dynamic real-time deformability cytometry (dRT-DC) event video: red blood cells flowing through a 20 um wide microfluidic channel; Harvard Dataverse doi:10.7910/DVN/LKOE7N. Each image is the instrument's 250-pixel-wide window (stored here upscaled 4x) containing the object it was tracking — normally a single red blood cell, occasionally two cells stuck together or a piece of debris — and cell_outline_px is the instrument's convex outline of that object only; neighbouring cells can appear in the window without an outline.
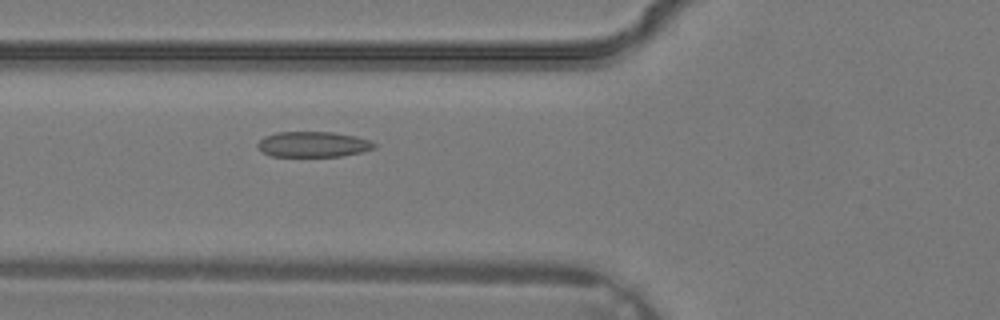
{"species": "common noctule bat (a hibernating species)", "species_latin": "Nyctalus noctula", "temperature_condition": "warm", "stored_images_in_passage": 29, "camera_frame_rate_fps": 3000, "um_per_image_px": 0.085, "animal": {"sex": "male", "body_mass_g": 19.2, "forearm_length_mm": 51.8}, "frame": {"image": 1, "passage_image": 7, "time_ms": 2.0, "image_size_px": [1000, 320], "cell_outline_px": [[376, 148], [360, 152], [340, 156], [272, 156], [260, 152], [256, 144], [264, 136], [276, 132], [332, 132], [356, 136], [368, 140], [376, 144]], "centroid_in_image_um": [26.57, 12.26], "position_along_channel_um": 99.2, "area_um2": 17.34}}
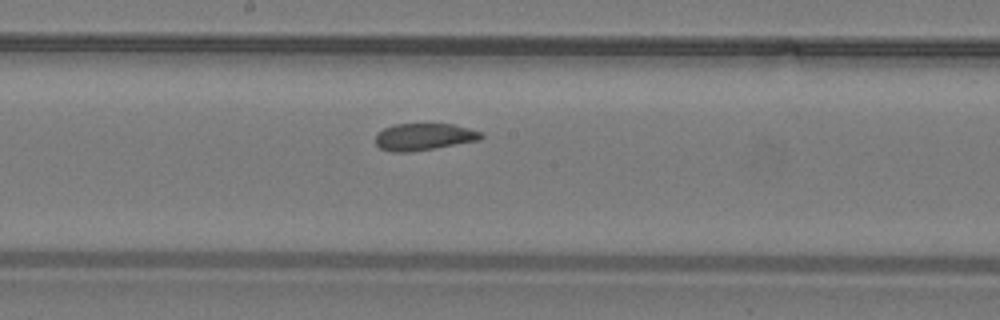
{"frame": {"image": 2, "passage_image": 13, "time_ms": 4.0, "image_size_px": [1000, 320], "cell_outline_px": [[484, 136], [480, 140], [412, 152], [392, 152], [380, 148], [376, 144], [376, 132], [384, 128], [396, 124], [452, 124], [468, 128], [480, 132]], "centroid_in_image_um": [36.01, 11.63], "position_along_channel_um": 212.2, "area_um2": 16.59}}
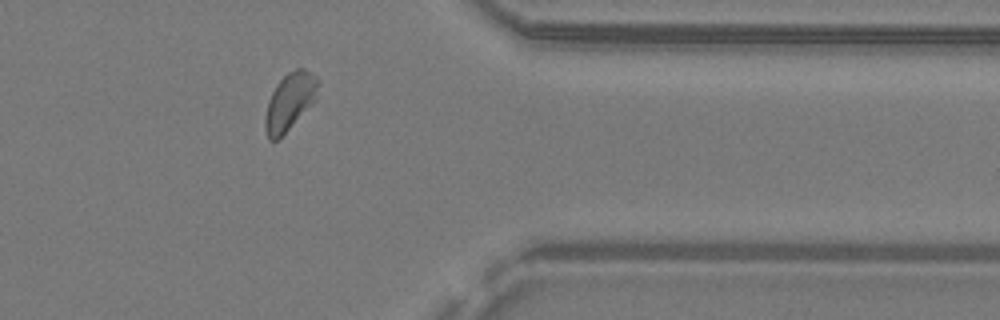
{"frame": {"image": 3, "passage_image": 23, "time_ms": 7.333, "image_size_px": [1000, 320], "cell_outline_px": [[320, 84], [316, 100], [276, 140], [268, 140], [264, 128], [264, 120], [268, 100], [276, 84], [288, 72], [296, 68], [304, 68], [316, 76], [320, 80]], "centroid_in_image_um": [24.64, 8.59], "position_along_channel_um": 386.8, "area_um2": 17.57}}